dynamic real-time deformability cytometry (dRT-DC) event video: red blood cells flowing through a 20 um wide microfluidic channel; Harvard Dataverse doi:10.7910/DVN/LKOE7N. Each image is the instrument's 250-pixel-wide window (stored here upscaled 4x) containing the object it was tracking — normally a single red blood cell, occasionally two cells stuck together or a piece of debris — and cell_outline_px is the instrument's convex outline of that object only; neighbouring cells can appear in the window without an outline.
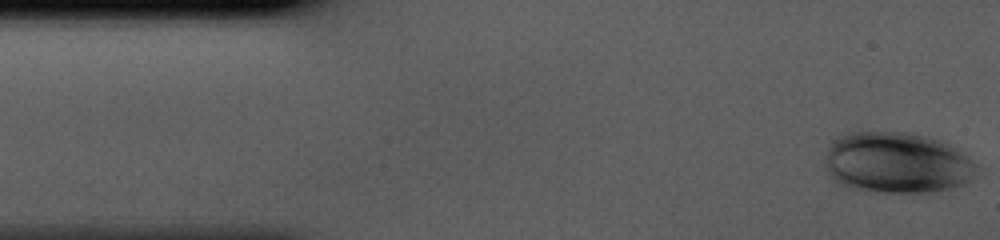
{"species": "human", "species_latin": "Homo sapiens", "temperature_condition": "cold", "stored_images_in_passage": 39, "camera_frame_rate_fps": 3000, "um_per_image_px": 0.085, "donor": {"sex": "male"}, "frame": {"image": 1, "passage_image": 1, "time_ms": 0.0, "image_size_px": [1000, 240], "cell_outline_px": [[980, 172], [972, 180], [964, 184], [948, 188], [928, 192], [884, 192], [848, 188], [832, 180], [828, 176], [824, 164], [824, 160], [828, 148], [840, 136], [852, 132], [908, 132], [940, 140], [948, 144], [960, 152], [976, 164]], "centroid_in_image_um": [76.23, 13.85], "position_along_channel_um": 8.8, "area_um2": 54.04}}
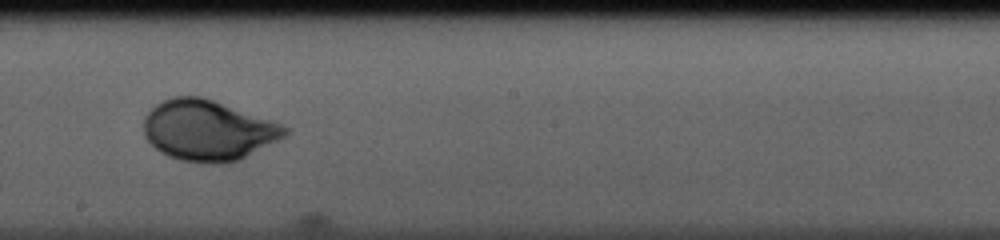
{"frame": {"image": 2, "passage_image": 23, "time_ms": 7.333, "image_size_px": [1000, 240], "cell_outline_px": [[288, 132], [284, 136], [240, 160], [224, 164], [204, 164], [180, 160], [168, 156], [160, 152], [144, 136], [144, 116], [156, 104], [172, 96], [200, 96], [272, 120], [288, 128]], "centroid_in_image_um": [17.65, 11.1], "position_along_channel_um": 230.6, "area_um2": 49.65}}
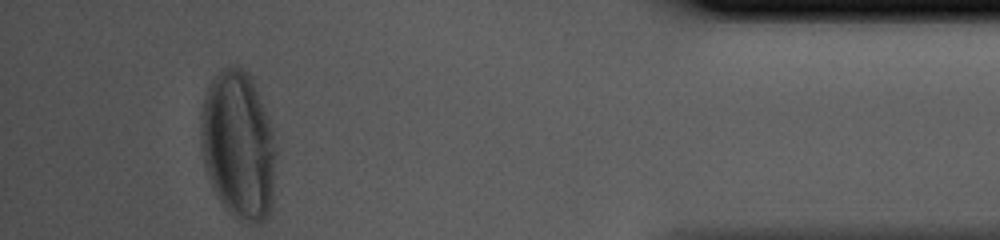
{"frame": {"image": 3, "passage_image": 39, "time_ms": 12.667, "image_size_px": [1000, 240], "cell_outline_px": [[276, 152], [272, 204], [268, 216], [260, 224], [256, 224], [236, 220], [224, 208], [212, 188], [204, 164], [200, 140], [200, 116], [204, 96], [216, 72], [228, 64], [232, 64], [244, 68], [252, 76], [272, 128], [276, 148]], "centroid_in_image_um": [20.25, 12.34], "position_along_channel_um": 414.9, "area_um2": 66.07}}